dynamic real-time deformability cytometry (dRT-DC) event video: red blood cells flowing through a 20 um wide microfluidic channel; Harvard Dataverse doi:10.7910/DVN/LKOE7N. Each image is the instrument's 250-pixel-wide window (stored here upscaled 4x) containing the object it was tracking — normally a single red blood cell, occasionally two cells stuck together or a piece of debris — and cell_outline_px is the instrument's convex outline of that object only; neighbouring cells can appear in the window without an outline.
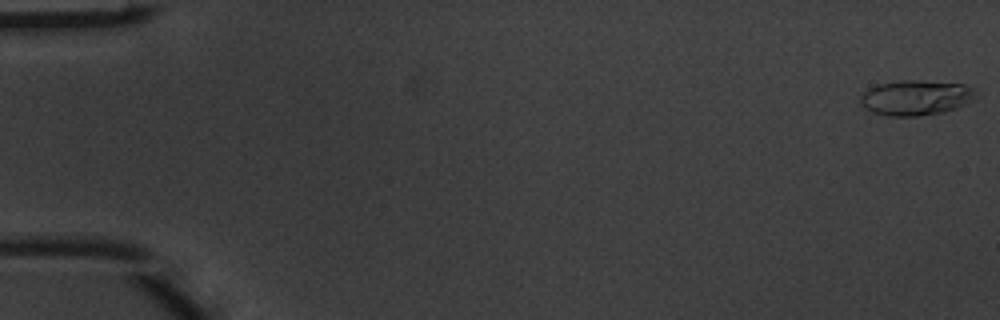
{"species": "common noctule bat (a hibernating species)", "species_latin": "Nyctalus noctula", "temperature_condition": "warm", "stored_images_in_passage": 4, "camera_frame_rate_fps": 3000, "um_per_image_px": 0.085, "animal": {"sex": "male", "body_mass_g": 20.1, "forearm_length_mm": 53.5}, "frame": {"image": 1, "passage_image": 1, "time_ms": 0.0, "image_size_px": [1000, 320], "cell_outline_px": [[972, 96], [956, 108], [944, 112], [916, 116], [888, 116], [872, 112], [864, 108], [860, 100], [860, 96], [868, 88], [880, 84], [904, 80], [920, 80], [968, 84], [972, 88]], "centroid_in_image_um": [77.76, 8.3], "position_along_channel_um": 7.2, "area_um2": 23.24}}